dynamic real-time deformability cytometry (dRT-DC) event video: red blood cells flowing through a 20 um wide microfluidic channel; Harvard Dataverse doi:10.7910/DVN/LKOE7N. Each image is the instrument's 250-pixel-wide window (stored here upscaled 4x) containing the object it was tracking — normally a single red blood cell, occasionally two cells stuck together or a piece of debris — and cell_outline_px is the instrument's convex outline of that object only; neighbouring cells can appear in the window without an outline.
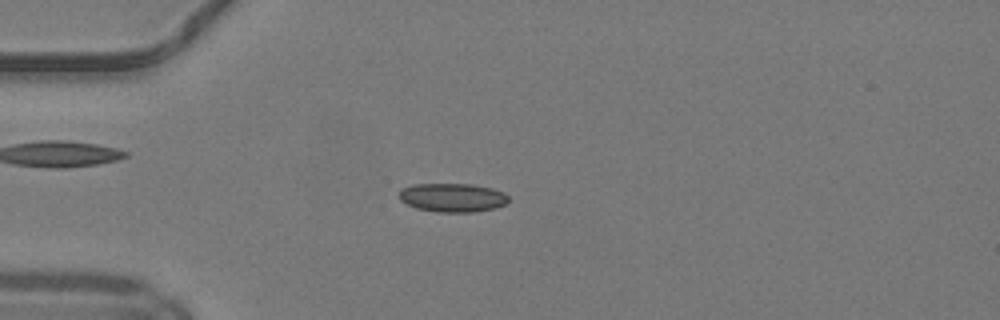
{"species": "common noctule bat (a hibernating species)", "species_latin": "Nyctalus noctula", "temperature_condition": "warm", "stored_images_in_passage": 49, "camera_frame_rate_fps": 3000, "um_per_image_px": 0.085, "animal": {"sex": "male", "body_mass_g": 19.2, "forearm_length_mm": 51.8}, "frame": {"image": 1, "passage_image": 13, "time_ms": 4.0, "image_size_px": [1000, 320], "cell_outline_px": [[508, 200], [504, 204], [496, 208], [472, 212], [436, 212], [416, 208], [400, 200], [400, 188], [412, 184], [472, 184], [492, 188], [504, 192], [508, 196]], "centroid_in_image_um": [38.46, 16.79], "position_along_channel_um": 46.5, "area_um2": 18.38}}
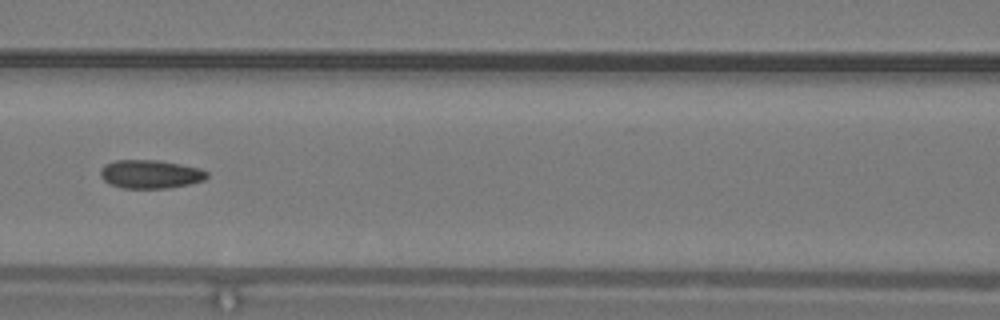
{"frame": {"image": 2, "passage_image": 22, "time_ms": 7.0, "image_size_px": [1000, 320], "cell_outline_px": [[208, 176], [204, 180], [188, 184], [168, 188], [120, 188], [104, 180], [100, 176], [100, 168], [104, 164], [116, 160], [160, 160], [200, 168], [208, 172]], "centroid_in_image_um": [12.77, 14.79], "position_along_channel_um": 153.8, "area_um2": 17.74}}
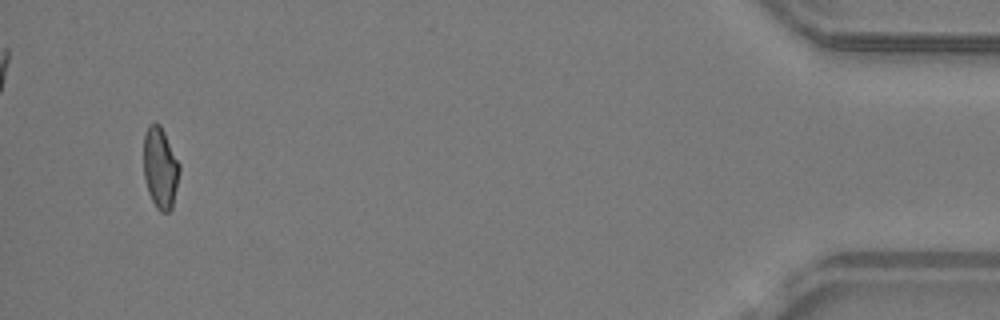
{"frame": {"image": 3, "passage_image": 47, "time_ms": 15.333, "image_size_px": [1000, 320], "cell_outline_px": [[180, 172], [172, 208], [168, 212], [160, 212], [156, 208], [148, 192], [144, 176], [144, 136], [148, 124], [160, 124], [180, 164]], "centroid_in_image_um": [13.63, 14.29], "position_along_channel_um": 421.6, "area_um2": 16.94}, "authors_computed_cell_mechanics": {"area_um2": 17.34, "velocity_mm_per_s": 4.1815, "shape_relaxation_time_tau1_ms": null, "shape_relaxation_time_tau2_ms": 2.5779, "deformation_change_tau1": null, "deformation_change_tau2": 0.0999}}